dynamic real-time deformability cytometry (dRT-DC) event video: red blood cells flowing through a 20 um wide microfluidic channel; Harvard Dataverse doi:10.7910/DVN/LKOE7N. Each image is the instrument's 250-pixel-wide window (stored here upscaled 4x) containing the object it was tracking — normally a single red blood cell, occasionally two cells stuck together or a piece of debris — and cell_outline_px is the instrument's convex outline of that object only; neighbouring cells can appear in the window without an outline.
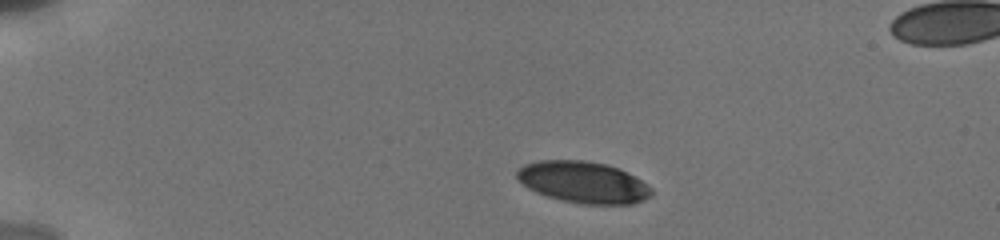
{"species": "human", "species_latin": "Homo sapiens", "temperature_condition": "cold", "stored_images_in_passage": 14, "camera_frame_rate_fps": 3000, "um_per_image_px": 0.085, "donor": {"sex": "male"}, "frame": {"image": 1, "passage_image": 2, "time_ms": 0.667, "image_size_px": [1000, 240], "cell_outline_px": [[652, 196], [644, 200], [632, 204], [584, 204], [564, 200], [548, 196], [536, 192], [528, 188], [516, 176], [516, 172], [524, 164], [536, 160], [584, 160], [604, 164], [620, 168], [640, 180], [652, 188]], "centroid_in_image_um": [49.59, 15.48], "position_along_channel_um": 35.4, "area_um2": 32.43}}
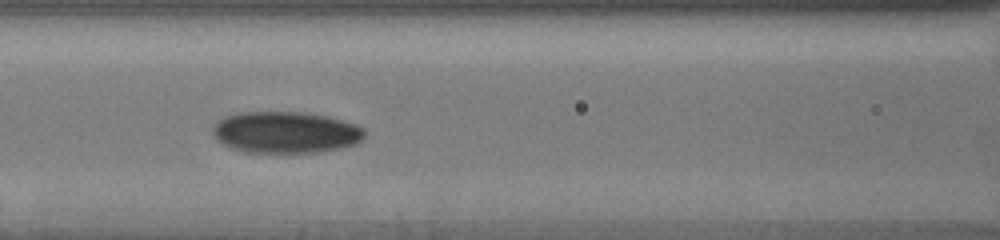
{"frame": {"image": 2, "passage_image": 10, "time_ms": 5.333, "image_size_px": [1000, 240], "cell_outline_px": [[364, 136], [356, 144], [340, 148], [320, 152], [244, 152], [232, 148], [216, 140], [212, 132], [212, 128], [224, 116], [236, 112], [304, 112], [328, 116], [356, 124], [364, 128]], "centroid_in_image_um": [24.27, 11.24], "position_along_channel_um": 142.3, "area_um2": 36.88}}
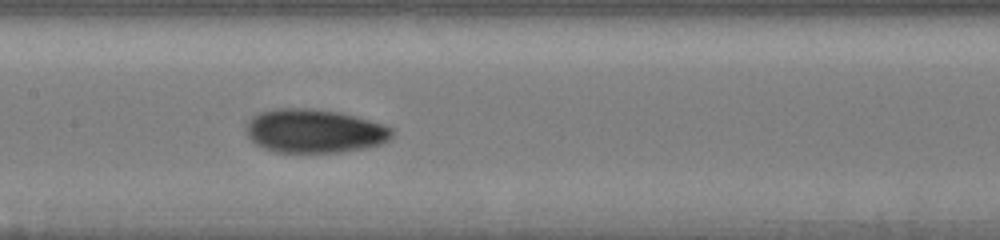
{"frame": {"image": 3, "passage_image": 12, "time_ms": 6.333, "image_size_px": [1000, 240], "cell_outline_px": [[392, 136], [388, 140], [380, 144], [364, 148], [340, 152], [276, 152], [264, 148], [256, 144], [248, 136], [244, 128], [248, 120], [252, 116], [260, 112], [276, 108], [312, 108], [340, 112], [384, 124], [392, 128]], "centroid_in_image_um": [26.69, 11.12], "position_along_channel_um": 180.7, "area_um2": 37.28}}